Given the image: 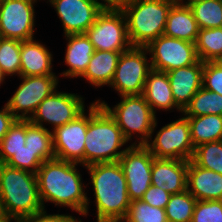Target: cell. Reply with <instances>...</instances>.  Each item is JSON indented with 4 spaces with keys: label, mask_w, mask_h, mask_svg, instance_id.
I'll return each instance as SVG.
<instances>
[{
    "label": "cell",
    "mask_w": 222,
    "mask_h": 222,
    "mask_svg": "<svg viewBox=\"0 0 222 222\" xmlns=\"http://www.w3.org/2000/svg\"><path fill=\"white\" fill-rule=\"evenodd\" d=\"M80 166L85 168L84 165L57 158L43 162L36 176L44 209H47V203H51L87 218L92 199L88 197L89 190L78 168Z\"/></svg>",
    "instance_id": "6da1fadb"
},
{
    "label": "cell",
    "mask_w": 222,
    "mask_h": 222,
    "mask_svg": "<svg viewBox=\"0 0 222 222\" xmlns=\"http://www.w3.org/2000/svg\"><path fill=\"white\" fill-rule=\"evenodd\" d=\"M92 185L96 222H121L127 215L130 199L127 181L119 162L96 163L85 167Z\"/></svg>",
    "instance_id": "7a4b0ae2"
},
{
    "label": "cell",
    "mask_w": 222,
    "mask_h": 222,
    "mask_svg": "<svg viewBox=\"0 0 222 222\" xmlns=\"http://www.w3.org/2000/svg\"><path fill=\"white\" fill-rule=\"evenodd\" d=\"M116 121L97 102L88 105V128L84 145V166L118 162L131 145ZM126 146V147H124Z\"/></svg>",
    "instance_id": "3957f363"
},
{
    "label": "cell",
    "mask_w": 222,
    "mask_h": 222,
    "mask_svg": "<svg viewBox=\"0 0 222 222\" xmlns=\"http://www.w3.org/2000/svg\"><path fill=\"white\" fill-rule=\"evenodd\" d=\"M0 209L14 222L44 209L35 173L2 164Z\"/></svg>",
    "instance_id": "277c9868"
},
{
    "label": "cell",
    "mask_w": 222,
    "mask_h": 222,
    "mask_svg": "<svg viewBox=\"0 0 222 222\" xmlns=\"http://www.w3.org/2000/svg\"><path fill=\"white\" fill-rule=\"evenodd\" d=\"M177 0H132L123 11L132 47H147L163 35L168 13Z\"/></svg>",
    "instance_id": "5b68a950"
},
{
    "label": "cell",
    "mask_w": 222,
    "mask_h": 222,
    "mask_svg": "<svg viewBox=\"0 0 222 222\" xmlns=\"http://www.w3.org/2000/svg\"><path fill=\"white\" fill-rule=\"evenodd\" d=\"M116 105L105 100L94 99L116 121L124 137L131 145H144L150 138L154 123L158 118L143 95L121 96Z\"/></svg>",
    "instance_id": "8992f818"
},
{
    "label": "cell",
    "mask_w": 222,
    "mask_h": 222,
    "mask_svg": "<svg viewBox=\"0 0 222 222\" xmlns=\"http://www.w3.org/2000/svg\"><path fill=\"white\" fill-rule=\"evenodd\" d=\"M177 117L178 119L165 124L158 131L156 129L159 121L156 119L150 138L144 144L155 158L192 159L195 148L191 141L189 121L183 114Z\"/></svg>",
    "instance_id": "52a82bcc"
},
{
    "label": "cell",
    "mask_w": 222,
    "mask_h": 222,
    "mask_svg": "<svg viewBox=\"0 0 222 222\" xmlns=\"http://www.w3.org/2000/svg\"><path fill=\"white\" fill-rule=\"evenodd\" d=\"M148 55L146 47H131L121 53L109 86L118 97L143 94L146 78L152 70Z\"/></svg>",
    "instance_id": "ba28073f"
},
{
    "label": "cell",
    "mask_w": 222,
    "mask_h": 222,
    "mask_svg": "<svg viewBox=\"0 0 222 222\" xmlns=\"http://www.w3.org/2000/svg\"><path fill=\"white\" fill-rule=\"evenodd\" d=\"M58 90L57 88L37 106L28 119L32 124L53 131L75 120L86 110L83 95Z\"/></svg>",
    "instance_id": "9c48e42d"
},
{
    "label": "cell",
    "mask_w": 222,
    "mask_h": 222,
    "mask_svg": "<svg viewBox=\"0 0 222 222\" xmlns=\"http://www.w3.org/2000/svg\"><path fill=\"white\" fill-rule=\"evenodd\" d=\"M21 80L5 105L21 120H28L37 106L53 91L60 87L58 75L19 76Z\"/></svg>",
    "instance_id": "30bf717a"
},
{
    "label": "cell",
    "mask_w": 222,
    "mask_h": 222,
    "mask_svg": "<svg viewBox=\"0 0 222 222\" xmlns=\"http://www.w3.org/2000/svg\"><path fill=\"white\" fill-rule=\"evenodd\" d=\"M95 50L125 52L132 47L121 9H103L86 31Z\"/></svg>",
    "instance_id": "8fae6325"
},
{
    "label": "cell",
    "mask_w": 222,
    "mask_h": 222,
    "mask_svg": "<svg viewBox=\"0 0 222 222\" xmlns=\"http://www.w3.org/2000/svg\"><path fill=\"white\" fill-rule=\"evenodd\" d=\"M40 1L42 0H1L0 37L19 41L36 38L35 5Z\"/></svg>",
    "instance_id": "7c38bea8"
},
{
    "label": "cell",
    "mask_w": 222,
    "mask_h": 222,
    "mask_svg": "<svg viewBox=\"0 0 222 222\" xmlns=\"http://www.w3.org/2000/svg\"><path fill=\"white\" fill-rule=\"evenodd\" d=\"M153 70H170L191 66L199 59L195 43L161 35L147 47Z\"/></svg>",
    "instance_id": "4fadbf2b"
},
{
    "label": "cell",
    "mask_w": 222,
    "mask_h": 222,
    "mask_svg": "<svg viewBox=\"0 0 222 222\" xmlns=\"http://www.w3.org/2000/svg\"><path fill=\"white\" fill-rule=\"evenodd\" d=\"M155 157L145 145H130L119 159L127 181L130 201L141 200L151 185V169Z\"/></svg>",
    "instance_id": "5bb4252c"
},
{
    "label": "cell",
    "mask_w": 222,
    "mask_h": 222,
    "mask_svg": "<svg viewBox=\"0 0 222 222\" xmlns=\"http://www.w3.org/2000/svg\"><path fill=\"white\" fill-rule=\"evenodd\" d=\"M87 128L88 106L75 120L52 131L55 158L84 165V145Z\"/></svg>",
    "instance_id": "9a60e30c"
},
{
    "label": "cell",
    "mask_w": 222,
    "mask_h": 222,
    "mask_svg": "<svg viewBox=\"0 0 222 222\" xmlns=\"http://www.w3.org/2000/svg\"><path fill=\"white\" fill-rule=\"evenodd\" d=\"M55 10L63 35L86 33L103 10L97 0H43Z\"/></svg>",
    "instance_id": "2e32d148"
},
{
    "label": "cell",
    "mask_w": 222,
    "mask_h": 222,
    "mask_svg": "<svg viewBox=\"0 0 222 222\" xmlns=\"http://www.w3.org/2000/svg\"><path fill=\"white\" fill-rule=\"evenodd\" d=\"M204 62L170 70L167 73L176 105L183 111L202 87Z\"/></svg>",
    "instance_id": "e0dca14e"
},
{
    "label": "cell",
    "mask_w": 222,
    "mask_h": 222,
    "mask_svg": "<svg viewBox=\"0 0 222 222\" xmlns=\"http://www.w3.org/2000/svg\"><path fill=\"white\" fill-rule=\"evenodd\" d=\"M188 161L177 159H153L151 184L170 194L187 189Z\"/></svg>",
    "instance_id": "ac0fdd59"
},
{
    "label": "cell",
    "mask_w": 222,
    "mask_h": 222,
    "mask_svg": "<svg viewBox=\"0 0 222 222\" xmlns=\"http://www.w3.org/2000/svg\"><path fill=\"white\" fill-rule=\"evenodd\" d=\"M20 59V76L57 75L53 68V51L36 38L21 41Z\"/></svg>",
    "instance_id": "d6986e66"
},
{
    "label": "cell",
    "mask_w": 222,
    "mask_h": 222,
    "mask_svg": "<svg viewBox=\"0 0 222 222\" xmlns=\"http://www.w3.org/2000/svg\"><path fill=\"white\" fill-rule=\"evenodd\" d=\"M66 40V48L64 55L65 70L58 73L62 79L79 78L86 70L92 55L95 52L93 44L90 42L86 33L72 34L64 36Z\"/></svg>",
    "instance_id": "ffe728a7"
},
{
    "label": "cell",
    "mask_w": 222,
    "mask_h": 222,
    "mask_svg": "<svg viewBox=\"0 0 222 222\" xmlns=\"http://www.w3.org/2000/svg\"><path fill=\"white\" fill-rule=\"evenodd\" d=\"M148 104L151 106L153 113L161 110L167 113L175 112L182 114V110L176 105L170 82L166 72L151 70L146 78L144 91L142 94Z\"/></svg>",
    "instance_id": "44dd1931"
},
{
    "label": "cell",
    "mask_w": 222,
    "mask_h": 222,
    "mask_svg": "<svg viewBox=\"0 0 222 222\" xmlns=\"http://www.w3.org/2000/svg\"><path fill=\"white\" fill-rule=\"evenodd\" d=\"M187 190L197 200H222V174L188 161Z\"/></svg>",
    "instance_id": "7402d4cb"
},
{
    "label": "cell",
    "mask_w": 222,
    "mask_h": 222,
    "mask_svg": "<svg viewBox=\"0 0 222 222\" xmlns=\"http://www.w3.org/2000/svg\"><path fill=\"white\" fill-rule=\"evenodd\" d=\"M199 26L187 4L176 1L167 17L163 35L195 43Z\"/></svg>",
    "instance_id": "603a6c76"
},
{
    "label": "cell",
    "mask_w": 222,
    "mask_h": 222,
    "mask_svg": "<svg viewBox=\"0 0 222 222\" xmlns=\"http://www.w3.org/2000/svg\"><path fill=\"white\" fill-rule=\"evenodd\" d=\"M122 52L95 50L85 70L79 77L93 88L109 87Z\"/></svg>",
    "instance_id": "cb8c5ba5"
},
{
    "label": "cell",
    "mask_w": 222,
    "mask_h": 222,
    "mask_svg": "<svg viewBox=\"0 0 222 222\" xmlns=\"http://www.w3.org/2000/svg\"><path fill=\"white\" fill-rule=\"evenodd\" d=\"M185 117L190 124L191 141L194 148L204 143L222 140V116L209 114Z\"/></svg>",
    "instance_id": "d4e9b609"
},
{
    "label": "cell",
    "mask_w": 222,
    "mask_h": 222,
    "mask_svg": "<svg viewBox=\"0 0 222 222\" xmlns=\"http://www.w3.org/2000/svg\"><path fill=\"white\" fill-rule=\"evenodd\" d=\"M25 146H28L31 151L36 152V155L43 162L55 158L52 131L34 125L29 120H26Z\"/></svg>",
    "instance_id": "484cf974"
},
{
    "label": "cell",
    "mask_w": 222,
    "mask_h": 222,
    "mask_svg": "<svg viewBox=\"0 0 222 222\" xmlns=\"http://www.w3.org/2000/svg\"><path fill=\"white\" fill-rule=\"evenodd\" d=\"M184 116L215 114L222 116V95L201 87L182 111Z\"/></svg>",
    "instance_id": "4316f807"
},
{
    "label": "cell",
    "mask_w": 222,
    "mask_h": 222,
    "mask_svg": "<svg viewBox=\"0 0 222 222\" xmlns=\"http://www.w3.org/2000/svg\"><path fill=\"white\" fill-rule=\"evenodd\" d=\"M188 6L199 29L222 27V0H197Z\"/></svg>",
    "instance_id": "83f0119b"
},
{
    "label": "cell",
    "mask_w": 222,
    "mask_h": 222,
    "mask_svg": "<svg viewBox=\"0 0 222 222\" xmlns=\"http://www.w3.org/2000/svg\"><path fill=\"white\" fill-rule=\"evenodd\" d=\"M198 59L202 62L213 61L222 55V27L199 29L195 42Z\"/></svg>",
    "instance_id": "f1b7e54d"
},
{
    "label": "cell",
    "mask_w": 222,
    "mask_h": 222,
    "mask_svg": "<svg viewBox=\"0 0 222 222\" xmlns=\"http://www.w3.org/2000/svg\"><path fill=\"white\" fill-rule=\"evenodd\" d=\"M196 201L197 199L187 189L171 194L165 207L168 222H192Z\"/></svg>",
    "instance_id": "f546056e"
},
{
    "label": "cell",
    "mask_w": 222,
    "mask_h": 222,
    "mask_svg": "<svg viewBox=\"0 0 222 222\" xmlns=\"http://www.w3.org/2000/svg\"><path fill=\"white\" fill-rule=\"evenodd\" d=\"M191 160L201 168L222 174V140L195 147Z\"/></svg>",
    "instance_id": "4dcf8cb0"
},
{
    "label": "cell",
    "mask_w": 222,
    "mask_h": 222,
    "mask_svg": "<svg viewBox=\"0 0 222 222\" xmlns=\"http://www.w3.org/2000/svg\"><path fill=\"white\" fill-rule=\"evenodd\" d=\"M20 51L21 41L0 37V67L7 78L20 76Z\"/></svg>",
    "instance_id": "1f68e13d"
},
{
    "label": "cell",
    "mask_w": 222,
    "mask_h": 222,
    "mask_svg": "<svg viewBox=\"0 0 222 222\" xmlns=\"http://www.w3.org/2000/svg\"><path fill=\"white\" fill-rule=\"evenodd\" d=\"M26 120L17 119L0 141V160L5 164L13 155L25 146Z\"/></svg>",
    "instance_id": "d6a6232c"
},
{
    "label": "cell",
    "mask_w": 222,
    "mask_h": 222,
    "mask_svg": "<svg viewBox=\"0 0 222 222\" xmlns=\"http://www.w3.org/2000/svg\"><path fill=\"white\" fill-rule=\"evenodd\" d=\"M121 222H168L165 209L153 207L142 200L130 202L126 217Z\"/></svg>",
    "instance_id": "836d02e7"
},
{
    "label": "cell",
    "mask_w": 222,
    "mask_h": 222,
    "mask_svg": "<svg viewBox=\"0 0 222 222\" xmlns=\"http://www.w3.org/2000/svg\"><path fill=\"white\" fill-rule=\"evenodd\" d=\"M192 222H222V200H197Z\"/></svg>",
    "instance_id": "e575fe53"
},
{
    "label": "cell",
    "mask_w": 222,
    "mask_h": 222,
    "mask_svg": "<svg viewBox=\"0 0 222 222\" xmlns=\"http://www.w3.org/2000/svg\"><path fill=\"white\" fill-rule=\"evenodd\" d=\"M5 164L36 174L43 161L36 155V152L31 151L28 146H24L19 151L14 152V155Z\"/></svg>",
    "instance_id": "d590c367"
},
{
    "label": "cell",
    "mask_w": 222,
    "mask_h": 222,
    "mask_svg": "<svg viewBox=\"0 0 222 222\" xmlns=\"http://www.w3.org/2000/svg\"><path fill=\"white\" fill-rule=\"evenodd\" d=\"M202 87L222 95V70L212 61L204 62Z\"/></svg>",
    "instance_id": "8d00e7d4"
},
{
    "label": "cell",
    "mask_w": 222,
    "mask_h": 222,
    "mask_svg": "<svg viewBox=\"0 0 222 222\" xmlns=\"http://www.w3.org/2000/svg\"><path fill=\"white\" fill-rule=\"evenodd\" d=\"M80 219L78 216H74V214L67 213H48L46 209H42L38 213H34L31 216L24 217L20 219L18 222H77Z\"/></svg>",
    "instance_id": "74e56055"
},
{
    "label": "cell",
    "mask_w": 222,
    "mask_h": 222,
    "mask_svg": "<svg viewBox=\"0 0 222 222\" xmlns=\"http://www.w3.org/2000/svg\"><path fill=\"white\" fill-rule=\"evenodd\" d=\"M170 197L171 194L169 192L151 184L141 200L153 207L165 209Z\"/></svg>",
    "instance_id": "f35d334b"
},
{
    "label": "cell",
    "mask_w": 222,
    "mask_h": 222,
    "mask_svg": "<svg viewBox=\"0 0 222 222\" xmlns=\"http://www.w3.org/2000/svg\"><path fill=\"white\" fill-rule=\"evenodd\" d=\"M17 118L10 112L7 106L4 104L0 109V141L3 139L9 128Z\"/></svg>",
    "instance_id": "ab89813d"
},
{
    "label": "cell",
    "mask_w": 222,
    "mask_h": 222,
    "mask_svg": "<svg viewBox=\"0 0 222 222\" xmlns=\"http://www.w3.org/2000/svg\"><path fill=\"white\" fill-rule=\"evenodd\" d=\"M132 0H97L103 9H122Z\"/></svg>",
    "instance_id": "60d3db41"
},
{
    "label": "cell",
    "mask_w": 222,
    "mask_h": 222,
    "mask_svg": "<svg viewBox=\"0 0 222 222\" xmlns=\"http://www.w3.org/2000/svg\"><path fill=\"white\" fill-rule=\"evenodd\" d=\"M0 222H14L10 217H8L1 209H0Z\"/></svg>",
    "instance_id": "b9f144b4"
},
{
    "label": "cell",
    "mask_w": 222,
    "mask_h": 222,
    "mask_svg": "<svg viewBox=\"0 0 222 222\" xmlns=\"http://www.w3.org/2000/svg\"><path fill=\"white\" fill-rule=\"evenodd\" d=\"M212 62L222 70V55L216 57Z\"/></svg>",
    "instance_id": "7bdbcfd3"
},
{
    "label": "cell",
    "mask_w": 222,
    "mask_h": 222,
    "mask_svg": "<svg viewBox=\"0 0 222 222\" xmlns=\"http://www.w3.org/2000/svg\"><path fill=\"white\" fill-rule=\"evenodd\" d=\"M6 77H7L6 74L3 72V70H2L1 67H0V87H1L4 83L6 84V82H5V80L7 79Z\"/></svg>",
    "instance_id": "ee69618b"
},
{
    "label": "cell",
    "mask_w": 222,
    "mask_h": 222,
    "mask_svg": "<svg viewBox=\"0 0 222 222\" xmlns=\"http://www.w3.org/2000/svg\"><path fill=\"white\" fill-rule=\"evenodd\" d=\"M177 1L188 5L189 3L197 1V0H177Z\"/></svg>",
    "instance_id": "f6af8a7d"
}]
</instances>
